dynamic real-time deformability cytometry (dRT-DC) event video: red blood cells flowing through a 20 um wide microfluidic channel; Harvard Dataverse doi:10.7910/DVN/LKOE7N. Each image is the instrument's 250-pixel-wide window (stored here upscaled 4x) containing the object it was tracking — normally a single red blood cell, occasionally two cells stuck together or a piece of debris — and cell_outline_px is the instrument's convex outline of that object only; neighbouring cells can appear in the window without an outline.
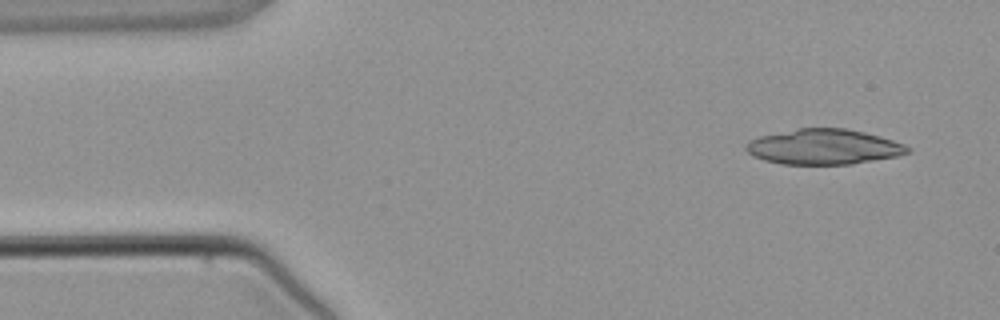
{"species": "common noctule bat (a hibernating species)", "species_latin": "Nyctalus noctula", "temperature_condition": "warm", "stored_images_in_passage": 2, "camera_frame_rate_fps": 3000, "um_per_image_px": 0.085, "animal": {"sex": "male", "body_mass_g": 21.5, "forearm_length_mm": 52.0}, "frame": {"image": 1, "passage_image": 1, "time_ms": 0.0, "image_size_px": [1000, 320], "cell_outline_px": [[912, 152], [900, 156], [852, 164], [780, 164], [764, 160], [752, 156], [744, 148], [744, 144], [748, 140], [760, 136], [800, 128], [844, 128], [864, 132], [880, 136], [904, 144], [912, 148]], "centroid_in_image_um": [70.03, 12.49], "position_along_channel_um": 15.0, "area_um2": 33.47}}